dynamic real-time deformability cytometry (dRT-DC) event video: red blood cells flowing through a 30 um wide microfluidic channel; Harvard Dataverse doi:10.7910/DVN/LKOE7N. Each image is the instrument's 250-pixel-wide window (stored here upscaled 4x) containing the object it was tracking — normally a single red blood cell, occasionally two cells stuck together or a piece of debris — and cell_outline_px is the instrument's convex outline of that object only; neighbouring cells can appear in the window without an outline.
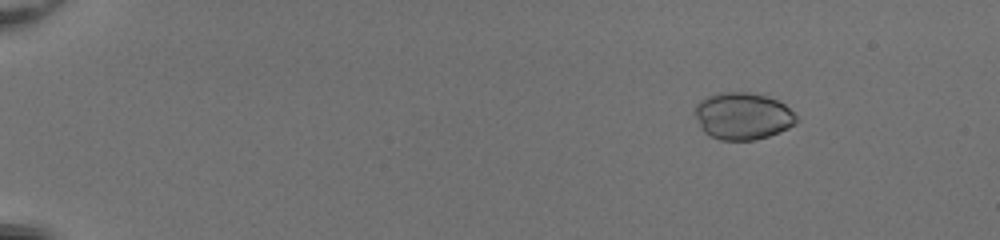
{"species": "common noctule bat (a hibernating species)", "species_latin": "Nyctalus noctula", "temperature_condition": "room temperature", "stored_images_in_passage": 55, "camera_frame_rate_fps": 3000, "um_per_image_px": 0.085, "animal": {"sex": "female", "body_mass_g": 20.0, "forearm_length_mm": 54.0}, "frame": {"image": 1, "passage_image": 9, "time_ms": 2.667, "image_size_px": [1000, 240], "cell_outline_px": [[800, 120], [796, 124], [780, 132], [756, 140], [720, 140], [704, 132], [700, 128], [696, 116], [696, 104], [700, 100], [716, 92], [748, 92], [768, 96], [784, 104]], "centroid_in_image_um": [63.14, 9.86], "position_along_channel_um": 21.9, "area_um2": 27.92}}
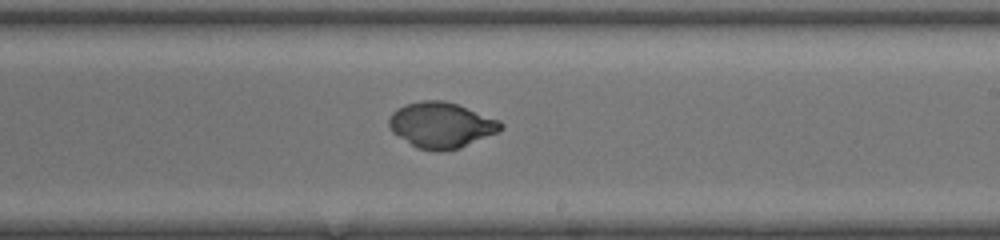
{"frame": {"image": 2, "passage_image": 36, "time_ms": 11.667, "image_size_px": [1000, 240], "cell_outline_px": [[504, 128], [496, 132], [460, 148], [440, 152], [436, 152], [416, 148], [392, 132], [388, 124], [388, 120], [392, 112], [396, 108], [404, 104], [420, 100], [444, 100], [456, 104], [500, 120], [504, 124]], "centroid_in_image_um": [37.46, 10.63], "position_along_channel_um": 251.5, "area_um2": 29.88}}
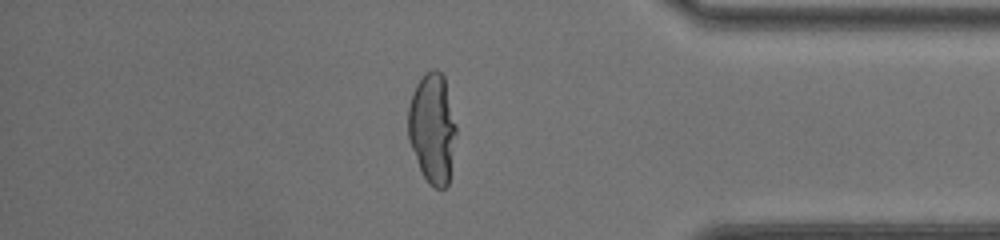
{"frame": {"image": 3, "passage_image": 48, "time_ms": 15.667, "image_size_px": [1000, 240], "cell_outline_px": [[456, 132], [448, 184], [444, 188], [436, 188], [428, 184], [420, 168], [408, 140], [408, 108], [412, 92], [416, 84], [424, 72], [432, 68], [436, 68], [444, 76], [456, 124]], "centroid_in_image_um": [36.74, 10.86], "position_along_channel_um": 398.5, "area_um2": 30.87}}